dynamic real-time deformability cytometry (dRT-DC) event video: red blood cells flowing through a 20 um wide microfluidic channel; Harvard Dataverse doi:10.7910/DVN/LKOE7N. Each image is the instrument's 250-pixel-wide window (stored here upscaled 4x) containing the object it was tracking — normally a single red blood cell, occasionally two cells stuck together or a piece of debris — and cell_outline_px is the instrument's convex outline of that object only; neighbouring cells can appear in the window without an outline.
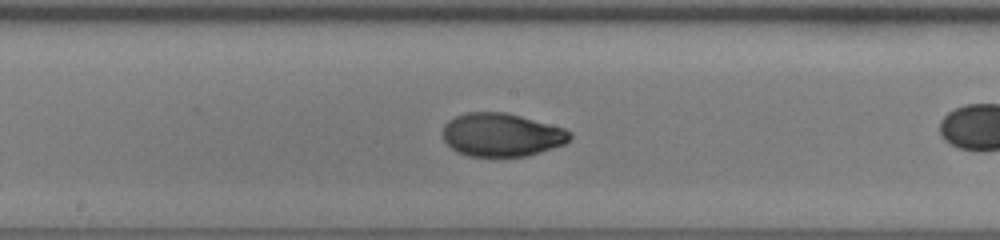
{"species": "human", "species_latin": "Homo sapiens", "temperature_condition": "room temperature", "stored_images_in_passage": 31, "camera_frame_rate_fps": 3000, "um_per_image_px": 0.085, "donor": {"sex": "female"}, "frame": {"image": 1, "passage_image": 18, "time_ms": 5.667, "image_size_px": [1000, 240], "cell_outline_px": [[572, 136], [564, 144], [552, 148], [524, 156], [468, 156], [456, 152], [444, 140], [444, 124], [448, 120], [456, 116], [468, 112], [504, 112], [520, 116], [564, 128], [572, 132]], "centroid_in_image_um": [42.62, 11.46], "position_along_channel_um": 205.6, "area_um2": 31.79}}
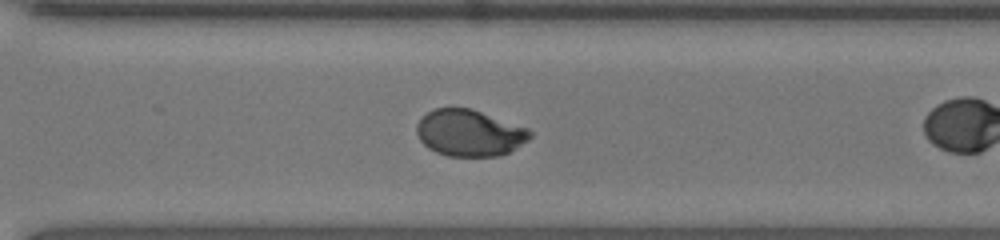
{"frame": {"image": 2, "passage_image": 27, "time_ms": 8.667, "image_size_px": [1000, 240], "cell_outline_px": [[532, 136], [528, 140], [508, 152], [500, 156], [448, 156], [436, 152], [428, 148], [420, 140], [416, 132], [416, 124], [432, 108], [472, 108], [528, 128], [532, 132]], "centroid_in_image_um": [39.9, 11.29], "position_along_channel_um": 330.7, "area_um2": 30.75}}